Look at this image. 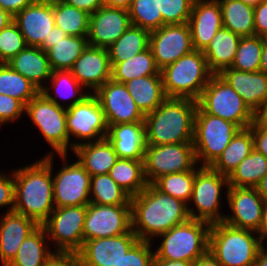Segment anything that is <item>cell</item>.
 <instances>
[{
    "instance_id": "24",
    "label": "cell",
    "mask_w": 267,
    "mask_h": 266,
    "mask_svg": "<svg viewBox=\"0 0 267 266\" xmlns=\"http://www.w3.org/2000/svg\"><path fill=\"white\" fill-rule=\"evenodd\" d=\"M40 225L33 219L15 211L0 218V264L7 266L16 256L24 240Z\"/></svg>"
},
{
    "instance_id": "31",
    "label": "cell",
    "mask_w": 267,
    "mask_h": 266,
    "mask_svg": "<svg viewBox=\"0 0 267 266\" xmlns=\"http://www.w3.org/2000/svg\"><path fill=\"white\" fill-rule=\"evenodd\" d=\"M124 84L144 115L153 112L167 98L163 89L162 75L138 77Z\"/></svg>"
},
{
    "instance_id": "7",
    "label": "cell",
    "mask_w": 267,
    "mask_h": 266,
    "mask_svg": "<svg viewBox=\"0 0 267 266\" xmlns=\"http://www.w3.org/2000/svg\"><path fill=\"white\" fill-rule=\"evenodd\" d=\"M197 103L205 113L230 121L240 129L249 127L257 119L243 98L219 74L212 75Z\"/></svg>"
},
{
    "instance_id": "28",
    "label": "cell",
    "mask_w": 267,
    "mask_h": 266,
    "mask_svg": "<svg viewBox=\"0 0 267 266\" xmlns=\"http://www.w3.org/2000/svg\"><path fill=\"white\" fill-rule=\"evenodd\" d=\"M72 152L91 177L109 174L110 169L119 159L107 138L79 144Z\"/></svg>"
},
{
    "instance_id": "50",
    "label": "cell",
    "mask_w": 267,
    "mask_h": 266,
    "mask_svg": "<svg viewBox=\"0 0 267 266\" xmlns=\"http://www.w3.org/2000/svg\"><path fill=\"white\" fill-rule=\"evenodd\" d=\"M8 207L6 212L14 210V177L13 170L10 175L0 170V207Z\"/></svg>"
},
{
    "instance_id": "59",
    "label": "cell",
    "mask_w": 267,
    "mask_h": 266,
    "mask_svg": "<svg viewBox=\"0 0 267 266\" xmlns=\"http://www.w3.org/2000/svg\"><path fill=\"white\" fill-rule=\"evenodd\" d=\"M154 266H194V263L189 261L154 259Z\"/></svg>"
},
{
    "instance_id": "20",
    "label": "cell",
    "mask_w": 267,
    "mask_h": 266,
    "mask_svg": "<svg viewBox=\"0 0 267 266\" xmlns=\"http://www.w3.org/2000/svg\"><path fill=\"white\" fill-rule=\"evenodd\" d=\"M130 25L128 10L102 6L90 14L88 44L108 48L124 34Z\"/></svg>"
},
{
    "instance_id": "9",
    "label": "cell",
    "mask_w": 267,
    "mask_h": 266,
    "mask_svg": "<svg viewBox=\"0 0 267 266\" xmlns=\"http://www.w3.org/2000/svg\"><path fill=\"white\" fill-rule=\"evenodd\" d=\"M239 127L218 116L195 112L193 146L199 166H210L229 145ZM201 163V164H200Z\"/></svg>"
},
{
    "instance_id": "60",
    "label": "cell",
    "mask_w": 267,
    "mask_h": 266,
    "mask_svg": "<svg viewBox=\"0 0 267 266\" xmlns=\"http://www.w3.org/2000/svg\"><path fill=\"white\" fill-rule=\"evenodd\" d=\"M257 233L259 234V237L263 243L267 241V201L265 202L263 208L262 222Z\"/></svg>"
},
{
    "instance_id": "14",
    "label": "cell",
    "mask_w": 267,
    "mask_h": 266,
    "mask_svg": "<svg viewBox=\"0 0 267 266\" xmlns=\"http://www.w3.org/2000/svg\"><path fill=\"white\" fill-rule=\"evenodd\" d=\"M198 166L193 142L146 145L143 167L148 184L163 175L196 170Z\"/></svg>"
},
{
    "instance_id": "58",
    "label": "cell",
    "mask_w": 267,
    "mask_h": 266,
    "mask_svg": "<svg viewBox=\"0 0 267 266\" xmlns=\"http://www.w3.org/2000/svg\"><path fill=\"white\" fill-rule=\"evenodd\" d=\"M133 0H102L103 6L128 10Z\"/></svg>"
},
{
    "instance_id": "25",
    "label": "cell",
    "mask_w": 267,
    "mask_h": 266,
    "mask_svg": "<svg viewBox=\"0 0 267 266\" xmlns=\"http://www.w3.org/2000/svg\"><path fill=\"white\" fill-rule=\"evenodd\" d=\"M257 115L267 102V75L226 68L219 74Z\"/></svg>"
},
{
    "instance_id": "8",
    "label": "cell",
    "mask_w": 267,
    "mask_h": 266,
    "mask_svg": "<svg viewBox=\"0 0 267 266\" xmlns=\"http://www.w3.org/2000/svg\"><path fill=\"white\" fill-rule=\"evenodd\" d=\"M228 187L227 176L209 166H198L195 170L192 197L188 204L190 218L209 224L223 222L225 215L220 212L223 199L221 195L223 188L227 190Z\"/></svg>"
},
{
    "instance_id": "6",
    "label": "cell",
    "mask_w": 267,
    "mask_h": 266,
    "mask_svg": "<svg viewBox=\"0 0 267 266\" xmlns=\"http://www.w3.org/2000/svg\"><path fill=\"white\" fill-rule=\"evenodd\" d=\"M210 228L208 222L191 218L174 226L157 237L162 241L154 251V259L194 263L208 251Z\"/></svg>"
},
{
    "instance_id": "66",
    "label": "cell",
    "mask_w": 267,
    "mask_h": 266,
    "mask_svg": "<svg viewBox=\"0 0 267 266\" xmlns=\"http://www.w3.org/2000/svg\"><path fill=\"white\" fill-rule=\"evenodd\" d=\"M241 1H243L247 5L252 6V7L255 8L261 2L266 1V0H241Z\"/></svg>"
},
{
    "instance_id": "67",
    "label": "cell",
    "mask_w": 267,
    "mask_h": 266,
    "mask_svg": "<svg viewBox=\"0 0 267 266\" xmlns=\"http://www.w3.org/2000/svg\"><path fill=\"white\" fill-rule=\"evenodd\" d=\"M40 2H56V1H59V0H39Z\"/></svg>"
},
{
    "instance_id": "44",
    "label": "cell",
    "mask_w": 267,
    "mask_h": 266,
    "mask_svg": "<svg viewBox=\"0 0 267 266\" xmlns=\"http://www.w3.org/2000/svg\"><path fill=\"white\" fill-rule=\"evenodd\" d=\"M262 50L263 37L256 35L241 37L230 68L246 72L259 71Z\"/></svg>"
},
{
    "instance_id": "54",
    "label": "cell",
    "mask_w": 267,
    "mask_h": 266,
    "mask_svg": "<svg viewBox=\"0 0 267 266\" xmlns=\"http://www.w3.org/2000/svg\"><path fill=\"white\" fill-rule=\"evenodd\" d=\"M38 1L39 0H0V7L14 17L26 6L35 4Z\"/></svg>"
},
{
    "instance_id": "4",
    "label": "cell",
    "mask_w": 267,
    "mask_h": 266,
    "mask_svg": "<svg viewBox=\"0 0 267 266\" xmlns=\"http://www.w3.org/2000/svg\"><path fill=\"white\" fill-rule=\"evenodd\" d=\"M264 244L253 230L211 224L208 250L222 266H254Z\"/></svg>"
},
{
    "instance_id": "39",
    "label": "cell",
    "mask_w": 267,
    "mask_h": 266,
    "mask_svg": "<svg viewBox=\"0 0 267 266\" xmlns=\"http://www.w3.org/2000/svg\"><path fill=\"white\" fill-rule=\"evenodd\" d=\"M267 174V158L253 149L228 176L231 187L255 188Z\"/></svg>"
},
{
    "instance_id": "35",
    "label": "cell",
    "mask_w": 267,
    "mask_h": 266,
    "mask_svg": "<svg viewBox=\"0 0 267 266\" xmlns=\"http://www.w3.org/2000/svg\"><path fill=\"white\" fill-rule=\"evenodd\" d=\"M150 31L138 26L130 27L110 47V64H117L149 48Z\"/></svg>"
},
{
    "instance_id": "46",
    "label": "cell",
    "mask_w": 267,
    "mask_h": 266,
    "mask_svg": "<svg viewBox=\"0 0 267 266\" xmlns=\"http://www.w3.org/2000/svg\"><path fill=\"white\" fill-rule=\"evenodd\" d=\"M27 46L17 24L10 22L0 31V63H7Z\"/></svg>"
},
{
    "instance_id": "10",
    "label": "cell",
    "mask_w": 267,
    "mask_h": 266,
    "mask_svg": "<svg viewBox=\"0 0 267 266\" xmlns=\"http://www.w3.org/2000/svg\"><path fill=\"white\" fill-rule=\"evenodd\" d=\"M57 157L64 163L55 174H53L55 154H46L42 158L52 168L55 207L88 205L91 176L78 160L69 163L68 154H58Z\"/></svg>"
},
{
    "instance_id": "21",
    "label": "cell",
    "mask_w": 267,
    "mask_h": 266,
    "mask_svg": "<svg viewBox=\"0 0 267 266\" xmlns=\"http://www.w3.org/2000/svg\"><path fill=\"white\" fill-rule=\"evenodd\" d=\"M111 69L108 49L88 44L75 61L71 72L85 90L94 94L111 79Z\"/></svg>"
},
{
    "instance_id": "41",
    "label": "cell",
    "mask_w": 267,
    "mask_h": 266,
    "mask_svg": "<svg viewBox=\"0 0 267 266\" xmlns=\"http://www.w3.org/2000/svg\"><path fill=\"white\" fill-rule=\"evenodd\" d=\"M90 203L98 205H131V196L110 177L95 175L90 182Z\"/></svg>"
},
{
    "instance_id": "17",
    "label": "cell",
    "mask_w": 267,
    "mask_h": 266,
    "mask_svg": "<svg viewBox=\"0 0 267 266\" xmlns=\"http://www.w3.org/2000/svg\"><path fill=\"white\" fill-rule=\"evenodd\" d=\"M224 194L232 213L225 214L223 222L236 228L258 232L266 202L258 191L255 188L229 186Z\"/></svg>"
},
{
    "instance_id": "11",
    "label": "cell",
    "mask_w": 267,
    "mask_h": 266,
    "mask_svg": "<svg viewBox=\"0 0 267 266\" xmlns=\"http://www.w3.org/2000/svg\"><path fill=\"white\" fill-rule=\"evenodd\" d=\"M87 205L55 207L42 224L55 253L77 254L83 246ZM52 240V241H51Z\"/></svg>"
},
{
    "instance_id": "61",
    "label": "cell",
    "mask_w": 267,
    "mask_h": 266,
    "mask_svg": "<svg viewBox=\"0 0 267 266\" xmlns=\"http://www.w3.org/2000/svg\"><path fill=\"white\" fill-rule=\"evenodd\" d=\"M259 71L264 72L267 75V38L263 37V50L261 55V63Z\"/></svg>"
},
{
    "instance_id": "48",
    "label": "cell",
    "mask_w": 267,
    "mask_h": 266,
    "mask_svg": "<svg viewBox=\"0 0 267 266\" xmlns=\"http://www.w3.org/2000/svg\"><path fill=\"white\" fill-rule=\"evenodd\" d=\"M153 242L138 240L116 266H154Z\"/></svg>"
},
{
    "instance_id": "30",
    "label": "cell",
    "mask_w": 267,
    "mask_h": 266,
    "mask_svg": "<svg viewBox=\"0 0 267 266\" xmlns=\"http://www.w3.org/2000/svg\"><path fill=\"white\" fill-rule=\"evenodd\" d=\"M240 39L241 36L225 27L218 30L202 51L213 74H220L224 69L231 67Z\"/></svg>"
},
{
    "instance_id": "42",
    "label": "cell",
    "mask_w": 267,
    "mask_h": 266,
    "mask_svg": "<svg viewBox=\"0 0 267 266\" xmlns=\"http://www.w3.org/2000/svg\"><path fill=\"white\" fill-rule=\"evenodd\" d=\"M40 90L7 63H0V94L11 96L26 106Z\"/></svg>"
},
{
    "instance_id": "33",
    "label": "cell",
    "mask_w": 267,
    "mask_h": 266,
    "mask_svg": "<svg viewBox=\"0 0 267 266\" xmlns=\"http://www.w3.org/2000/svg\"><path fill=\"white\" fill-rule=\"evenodd\" d=\"M253 149V135L251 128L247 127L239 129L229 145L209 167L228 177Z\"/></svg>"
},
{
    "instance_id": "13",
    "label": "cell",
    "mask_w": 267,
    "mask_h": 266,
    "mask_svg": "<svg viewBox=\"0 0 267 266\" xmlns=\"http://www.w3.org/2000/svg\"><path fill=\"white\" fill-rule=\"evenodd\" d=\"M66 128L69 151H73L79 144L106 138L108 125L99 100L94 94H89L81 102L66 108ZM71 138L79 142H72Z\"/></svg>"
},
{
    "instance_id": "3",
    "label": "cell",
    "mask_w": 267,
    "mask_h": 266,
    "mask_svg": "<svg viewBox=\"0 0 267 266\" xmlns=\"http://www.w3.org/2000/svg\"><path fill=\"white\" fill-rule=\"evenodd\" d=\"M197 107L194 99L167 97L153 112L145 115L146 144L193 142Z\"/></svg>"
},
{
    "instance_id": "5",
    "label": "cell",
    "mask_w": 267,
    "mask_h": 266,
    "mask_svg": "<svg viewBox=\"0 0 267 266\" xmlns=\"http://www.w3.org/2000/svg\"><path fill=\"white\" fill-rule=\"evenodd\" d=\"M160 72L166 97L196 101L213 75L201 50H193L165 66Z\"/></svg>"
},
{
    "instance_id": "15",
    "label": "cell",
    "mask_w": 267,
    "mask_h": 266,
    "mask_svg": "<svg viewBox=\"0 0 267 266\" xmlns=\"http://www.w3.org/2000/svg\"><path fill=\"white\" fill-rule=\"evenodd\" d=\"M131 229V205H87L84 241L123 235Z\"/></svg>"
},
{
    "instance_id": "51",
    "label": "cell",
    "mask_w": 267,
    "mask_h": 266,
    "mask_svg": "<svg viewBox=\"0 0 267 266\" xmlns=\"http://www.w3.org/2000/svg\"><path fill=\"white\" fill-rule=\"evenodd\" d=\"M253 135V147L267 158V125L256 119L250 126Z\"/></svg>"
},
{
    "instance_id": "2",
    "label": "cell",
    "mask_w": 267,
    "mask_h": 266,
    "mask_svg": "<svg viewBox=\"0 0 267 266\" xmlns=\"http://www.w3.org/2000/svg\"><path fill=\"white\" fill-rule=\"evenodd\" d=\"M14 210L42 225L55 208L52 168L41 158L13 169Z\"/></svg>"
},
{
    "instance_id": "56",
    "label": "cell",
    "mask_w": 267,
    "mask_h": 266,
    "mask_svg": "<svg viewBox=\"0 0 267 266\" xmlns=\"http://www.w3.org/2000/svg\"><path fill=\"white\" fill-rule=\"evenodd\" d=\"M67 36L68 35L61 28L54 26L49 38H45L44 43L40 46V48L46 52L49 48H51V43H55Z\"/></svg>"
},
{
    "instance_id": "26",
    "label": "cell",
    "mask_w": 267,
    "mask_h": 266,
    "mask_svg": "<svg viewBox=\"0 0 267 266\" xmlns=\"http://www.w3.org/2000/svg\"><path fill=\"white\" fill-rule=\"evenodd\" d=\"M106 138L119 158L144 160L147 145L144 122L108 125Z\"/></svg>"
},
{
    "instance_id": "37",
    "label": "cell",
    "mask_w": 267,
    "mask_h": 266,
    "mask_svg": "<svg viewBox=\"0 0 267 266\" xmlns=\"http://www.w3.org/2000/svg\"><path fill=\"white\" fill-rule=\"evenodd\" d=\"M111 79L126 83L129 80L149 75H161L150 48L117 64H111Z\"/></svg>"
},
{
    "instance_id": "55",
    "label": "cell",
    "mask_w": 267,
    "mask_h": 266,
    "mask_svg": "<svg viewBox=\"0 0 267 266\" xmlns=\"http://www.w3.org/2000/svg\"><path fill=\"white\" fill-rule=\"evenodd\" d=\"M62 2L86 11L88 14L96 12L103 6L102 0H61Z\"/></svg>"
},
{
    "instance_id": "47",
    "label": "cell",
    "mask_w": 267,
    "mask_h": 266,
    "mask_svg": "<svg viewBox=\"0 0 267 266\" xmlns=\"http://www.w3.org/2000/svg\"><path fill=\"white\" fill-rule=\"evenodd\" d=\"M195 0H158L163 25L188 23Z\"/></svg>"
},
{
    "instance_id": "27",
    "label": "cell",
    "mask_w": 267,
    "mask_h": 266,
    "mask_svg": "<svg viewBox=\"0 0 267 266\" xmlns=\"http://www.w3.org/2000/svg\"><path fill=\"white\" fill-rule=\"evenodd\" d=\"M7 64L14 71L27 78L39 90L47 85L52 73L47 54L40 47L27 46Z\"/></svg>"
},
{
    "instance_id": "29",
    "label": "cell",
    "mask_w": 267,
    "mask_h": 266,
    "mask_svg": "<svg viewBox=\"0 0 267 266\" xmlns=\"http://www.w3.org/2000/svg\"><path fill=\"white\" fill-rule=\"evenodd\" d=\"M48 81L50 85L43 87L40 92L48 100L64 108L74 106L90 94L72 75L71 70L52 71ZM52 91L54 94L51 93ZM60 99L64 102H60ZM65 101H68V103L65 104Z\"/></svg>"
},
{
    "instance_id": "1",
    "label": "cell",
    "mask_w": 267,
    "mask_h": 266,
    "mask_svg": "<svg viewBox=\"0 0 267 266\" xmlns=\"http://www.w3.org/2000/svg\"><path fill=\"white\" fill-rule=\"evenodd\" d=\"M132 231L143 241H155L159 235L190 219L188 204L164 194L152 184L131 197Z\"/></svg>"
},
{
    "instance_id": "43",
    "label": "cell",
    "mask_w": 267,
    "mask_h": 266,
    "mask_svg": "<svg viewBox=\"0 0 267 266\" xmlns=\"http://www.w3.org/2000/svg\"><path fill=\"white\" fill-rule=\"evenodd\" d=\"M195 170L166 174L156 179L152 185L160 192L189 204L192 197Z\"/></svg>"
},
{
    "instance_id": "19",
    "label": "cell",
    "mask_w": 267,
    "mask_h": 266,
    "mask_svg": "<svg viewBox=\"0 0 267 266\" xmlns=\"http://www.w3.org/2000/svg\"><path fill=\"white\" fill-rule=\"evenodd\" d=\"M138 240L131 229L123 235L84 241L77 255L82 266H116Z\"/></svg>"
},
{
    "instance_id": "57",
    "label": "cell",
    "mask_w": 267,
    "mask_h": 266,
    "mask_svg": "<svg viewBox=\"0 0 267 266\" xmlns=\"http://www.w3.org/2000/svg\"><path fill=\"white\" fill-rule=\"evenodd\" d=\"M194 266H222V265L208 250L205 254H203L194 262Z\"/></svg>"
},
{
    "instance_id": "40",
    "label": "cell",
    "mask_w": 267,
    "mask_h": 266,
    "mask_svg": "<svg viewBox=\"0 0 267 266\" xmlns=\"http://www.w3.org/2000/svg\"><path fill=\"white\" fill-rule=\"evenodd\" d=\"M55 26L70 36H88L89 17L86 11L61 0L53 2Z\"/></svg>"
},
{
    "instance_id": "53",
    "label": "cell",
    "mask_w": 267,
    "mask_h": 266,
    "mask_svg": "<svg viewBox=\"0 0 267 266\" xmlns=\"http://www.w3.org/2000/svg\"><path fill=\"white\" fill-rule=\"evenodd\" d=\"M44 266H82L77 254L55 253Z\"/></svg>"
},
{
    "instance_id": "38",
    "label": "cell",
    "mask_w": 267,
    "mask_h": 266,
    "mask_svg": "<svg viewBox=\"0 0 267 266\" xmlns=\"http://www.w3.org/2000/svg\"><path fill=\"white\" fill-rule=\"evenodd\" d=\"M110 177L131 197L147 186L143 160L119 158L109 172Z\"/></svg>"
},
{
    "instance_id": "12",
    "label": "cell",
    "mask_w": 267,
    "mask_h": 266,
    "mask_svg": "<svg viewBox=\"0 0 267 266\" xmlns=\"http://www.w3.org/2000/svg\"><path fill=\"white\" fill-rule=\"evenodd\" d=\"M26 116L52 149L47 155L68 154L66 108L58 106L39 92L26 106Z\"/></svg>"
},
{
    "instance_id": "62",
    "label": "cell",
    "mask_w": 267,
    "mask_h": 266,
    "mask_svg": "<svg viewBox=\"0 0 267 266\" xmlns=\"http://www.w3.org/2000/svg\"><path fill=\"white\" fill-rule=\"evenodd\" d=\"M254 266H267V247L265 245L259 250Z\"/></svg>"
},
{
    "instance_id": "64",
    "label": "cell",
    "mask_w": 267,
    "mask_h": 266,
    "mask_svg": "<svg viewBox=\"0 0 267 266\" xmlns=\"http://www.w3.org/2000/svg\"><path fill=\"white\" fill-rule=\"evenodd\" d=\"M12 21L13 16L0 7V31Z\"/></svg>"
},
{
    "instance_id": "65",
    "label": "cell",
    "mask_w": 267,
    "mask_h": 266,
    "mask_svg": "<svg viewBox=\"0 0 267 266\" xmlns=\"http://www.w3.org/2000/svg\"><path fill=\"white\" fill-rule=\"evenodd\" d=\"M257 119L263 124L267 125V102L264 108L257 114Z\"/></svg>"
},
{
    "instance_id": "32",
    "label": "cell",
    "mask_w": 267,
    "mask_h": 266,
    "mask_svg": "<svg viewBox=\"0 0 267 266\" xmlns=\"http://www.w3.org/2000/svg\"><path fill=\"white\" fill-rule=\"evenodd\" d=\"M47 238V239H46ZM45 228L40 225L21 244L16 256L7 266H44L55 254L50 249Z\"/></svg>"
},
{
    "instance_id": "63",
    "label": "cell",
    "mask_w": 267,
    "mask_h": 266,
    "mask_svg": "<svg viewBox=\"0 0 267 266\" xmlns=\"http://www.w3.org/2000/svg\"><path fill=\"white\" fill-rule=\"evenodd\" d=\"M255 189L258 191L260 196L267 201V174L261 179V181L257 184Z\"/></svg>"
},
{
    "instance_id": "49",
    "label": "cell",
    "mask_w": 267,
    "mask_h": 266,
    "mask_svg": "<svg viewBox=\"0 0 267 266\" xmlns=\"http://www.w3.org/2000/svg\"><path fill=\"white\" fill-rule=\"evenodd\" d=\"M23 114L25 106L19 100L0 94V127L18 121Z\"/></svg>"
},
{
    "instance_id": "16",
    "label": "cell",
    "mask_w": 267,
    "mask_h": 266,
    "mask_svg": "<svg viewBox=\"0 0 267 266\" xmlns=\"http://www.w3.org/2000/svg\"><path fill=\"white\" fill-rule=\"evenodd\" d=\"M149 48L160 70L174 63L194 50L189 24L163 25L151 31Z\"/></svg>"
},
{
    "instance_id": "22",
    "label": "cell",
    "mask_w": 267,
    "mask_h": 266,
    "mask_svg": "<svg viewBox=\"0 0 267 266\" xmlns=\"http://www.w3.org/2000/svg\"><path fill=\"white\" fill-rule=\"evenodd\" d=\"M13 21L17 24L28 46L40 47L49 38L55 26L53 2H40L26 6Z\"/></svg>"
},
{
    "instance_id": "36",
    "label": "cell",
    "mask_w": 267,
    "mask_h": 266,
    "mask_svg": "<svg viewBox=\"0 0 267 266\" xmlns=\"http://www.w3.org/2000/svg\"><path fill=\"white\" fill-rule=\"evenodd\" d=\"M88 45L87 36L64 37L46 51L52 71L71 70L75 61Z\"/></svg>"
},
{
    "instance_id": "34",
    "label": "cell",
    "mask_w": 267,
    "mask_h": 266,
    "mask_svg": "<svg viewBox=\"0 0 267 266\" xmlns=\"http://www.w3.org/2000/svg\"><path fill=\"white\" fill-rule=\"evenodd\" d=\"M220 3L223 27L241 37L254 36V7L241 0H218Z\"/></svg>"
},
{
    "instance_id": "23",
    "label": "cell",
    "mask_w": 267,
    "mask_h": 266,
    "mask_svg": "<svg viewBox=\"0 0 267 266\" xmlns=\"http://www.w3.org/2000/svg\"><path fill=\"white\" fill-rule=\"evenodd\" d=\"M194 50L203 51L223 27L218 0H195L188 21Z\"/></svg>"
},
{
    "instance_id": "52",
    "label": "cell",
    "mask_w": 267,
    "mask_h": 266,
    "mask_svg": "<svg viewBox=\"0 0 267 266\" xmlns=\"http://www.w3.org/2000/svg\"><path fill=\"white\" fill-rule=\"evenodd\" d=\"M255 35L267 38V0L254 8Z\"/></svg>"
},
{
    "instance_id": "45",
    "label": "cell",
    "mask_w": 267,
    "mask_h": 266,
    "mask_svg": "<svg viewBox=\"0 0 267 266\" xmlns=\"http://www.w3.org/2000/svg\"><path fill=\"white\" fill-rule=\"evenodd\" d=\"M128 13L131 25L150 32L163 26L158 0H133Z\"/></svg>"
},
{
    "instance_id": "18",
    "label": "cell",
    "mask_w": 267,
    "mask_h": 266,
    "mask_svg": "<svg viewBox=\"0 0 267 266\" xmlns=\"http://www.w3.org/2000/svg\"><path fill=\"white\" fill-rule=\"evenodd\" d=\"M94 95L103 109L107 125L144 122L145 115L124 83L110 79Z\"/></svg>"
}]
</instances>
